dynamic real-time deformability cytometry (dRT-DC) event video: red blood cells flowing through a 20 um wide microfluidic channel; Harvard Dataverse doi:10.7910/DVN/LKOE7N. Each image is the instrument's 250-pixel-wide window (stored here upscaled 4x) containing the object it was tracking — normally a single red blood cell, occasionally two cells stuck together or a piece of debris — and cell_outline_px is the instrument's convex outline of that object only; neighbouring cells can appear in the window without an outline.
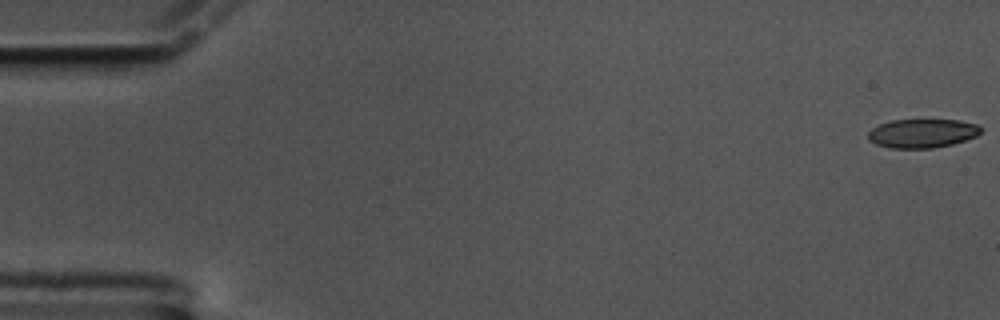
{"species": "common noctule bat (a hibernating species)", "species_latin": "Nyctalus noctula", "temperature_condition": "cold", "stored_images_in_passage": 60, "camera_frame_rate_fps": 3000, "um_per_image_px": 0.085, "animal": {"sex": "male", "body_mass_g": 17.5, "forearm_length_mm": 52.3}, "frame": {"image": 1, "passage_image": 1, "time_ms": 0.0, "image_size_px": [1000, 320], "cell_outline_px": [[984, 128], [976, 136], [952, 144], [932, 148], [892, 148], [876, 144], [868, 140], [868, 132], [872, 128], [880, 124], [892, 120], [960, 120], [976, 124]], "centroid_in_image_um": [78.39, 11.33], "position_along_channel_um": 6.6, "area_um2": 18.9}}
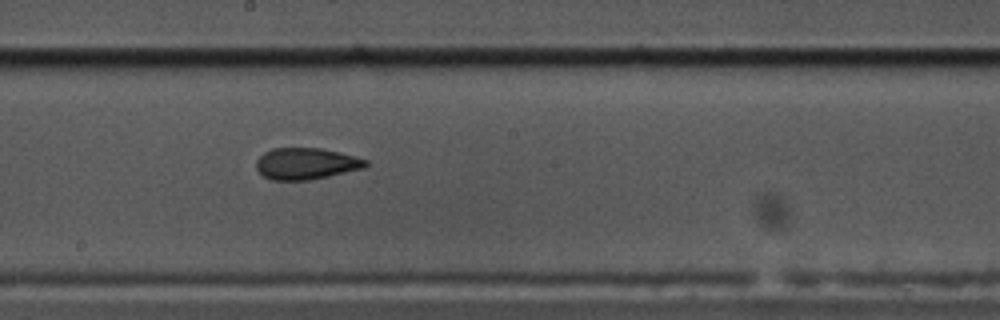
{"frame": {"image": 2, "passage_image": 33, "time_ms": 10.667, "image_size_px": [1000, 320], "cell_outline_px": [[368, 164], [364, 168], [328, 176], [308, 180], [272, 180], [264, 176], [256, 168], [256, 160], [264, 152], [272, 148], [320, 148], [340, 152], [356, 156], [368, 160]], "centroid_in_image_um": [26.02, 13.9], "position_along_channel_um": 222.2, "area_um2": 20.11}}
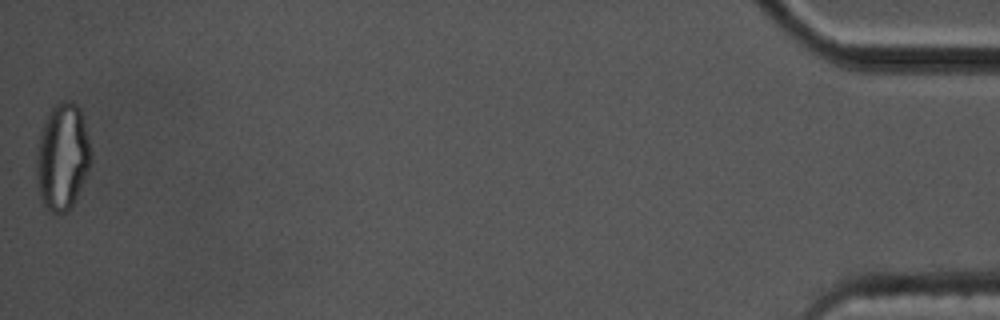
{"frame": {"image": 3, "passage_image": 60, "time_ms": 19.667, "image_size_px": [1000, 320], "cell_outline_px": [[92, 160], [72, 208], [68, 212], [52, 212], [44, 204], [40, 196], [36, 180], [36, 156], [40, 132], [52, 104], [60, 100], [72, 100], [80, 108], [92, 152]], "centroid_in_image_um": [5.31, 13.29], "position_along_channel_um": 429.9, "area_um2": 34.16}, "authors_computed_cell_mechanics": {"area_um2": 20.5479, "velocity_mm_per_s": 3.3747, "shape_relaxation_time_tau1_ms": 8.3045, "shape_relaxation_time_tau2_ms": 2.5083, "deformation_change_tau1": 0.1733, "deformation_change_tau2": 0.0905}}